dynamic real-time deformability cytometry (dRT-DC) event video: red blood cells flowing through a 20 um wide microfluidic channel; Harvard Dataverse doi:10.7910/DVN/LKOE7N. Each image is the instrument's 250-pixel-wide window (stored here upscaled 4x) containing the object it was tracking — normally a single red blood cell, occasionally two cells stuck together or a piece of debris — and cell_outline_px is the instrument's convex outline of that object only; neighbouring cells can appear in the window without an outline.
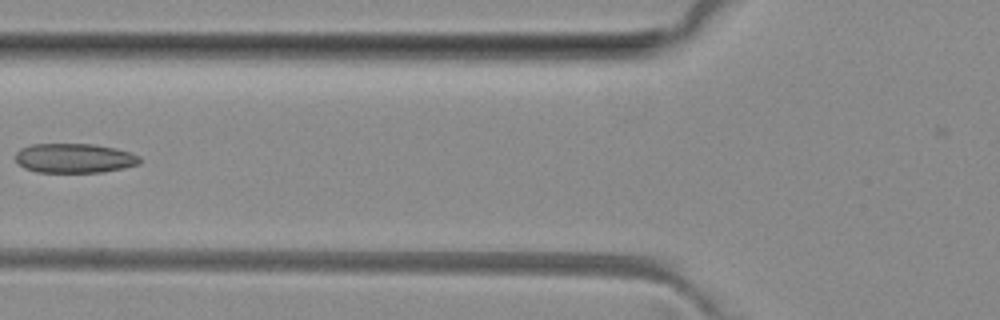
{"species": "common noctule bat (a hibernating species)", "species_latin": "Nyctalus noctula", "temperature_condition": "room temperature", "stored_images_in_passage": 4, "camera_frame_rate_fps": 3000, "um_per_image_px": 0.085, "animal": {"sex": "female", "body_mass_g": 29.2, "forearm_length_mm": 56.3}, "frame": {"image": 1, "passage_image": 3, "time_ms": 2.333, "image_size_px": [1000, 320], "cell_outline_px": [[140, 164], [124, 168], [104, 172], [36, 172], [24, 168], [16, 160], [16, 152], [20, 148], [32, 144], [92, 144], [116, 148], [140, 156]], "centroid_in_image_um": [6.33, 13.45], "position_along_channel_um": 119.5, "area_um2": 21.39}}
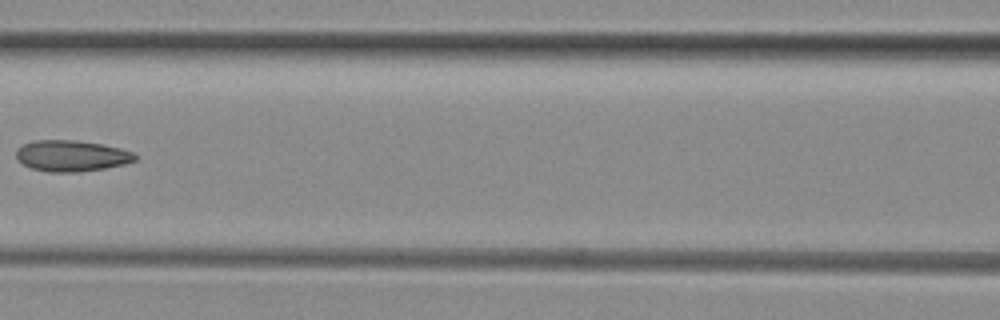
{"frame": {"image": 2, "passage_image": 4, "time_ms": 3.333, "image_size_px": [1000, 320], "cell_outline_px": [[136, 160], [124, 164], [104, 168], [80, 172], [48, 172], [32, 168], [24, 164], [16, 156], [16, 148], [24, 144], [36, 140], [76, 140], [100, 144], [120, 148], [132, 152], [136, 156]], "centroid_in_image_um": [6.07, 13.24], "position_along_channel_um": 160.5, "area_um2": 21.39}}